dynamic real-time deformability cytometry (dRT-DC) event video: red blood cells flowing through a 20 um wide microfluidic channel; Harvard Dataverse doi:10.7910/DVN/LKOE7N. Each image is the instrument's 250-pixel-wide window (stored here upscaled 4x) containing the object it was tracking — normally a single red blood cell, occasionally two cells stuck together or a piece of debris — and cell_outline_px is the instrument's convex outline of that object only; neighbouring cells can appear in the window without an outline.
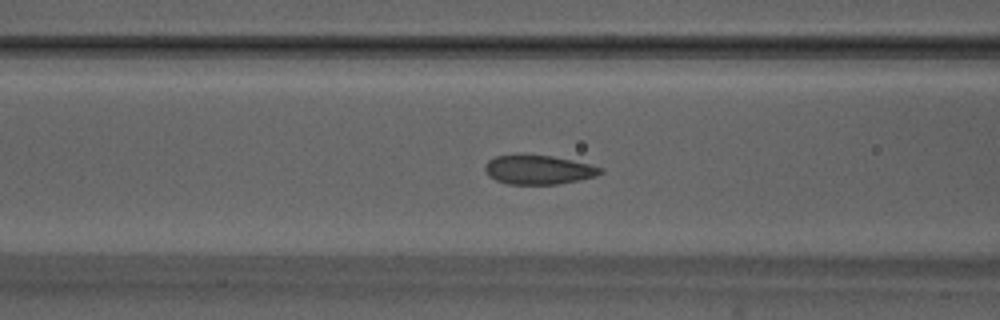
{"species": "Egyptian fruit bat (a non-hibernating species)", "species_latin": "Rousettus aegyptiacus", "temperature_condition": "warm", "stored_images_in_passage": 53, "camera_frame_rate_fps": 3000, "um_per_image_px": 0.085, "animal": {"sex": "male"}, "frame": {"image": 1, "passage_image": 20, "time_ms": 6.333, "image_size_px": [1000, 320], "cell_outline_px": [[604, 172], [596, 176], [580, 180], [556, 184], [508, 184], [496, 180], [488, 176], [484, 172], [484, 164], [488, 160], [496, 156], [520, 152], [552, 156], [572, 160], [604, 168]], "centroid_in_image_um": [45.72, 14.39], "position_along_channel_um": 120.9, "area_um2": 20.23}}
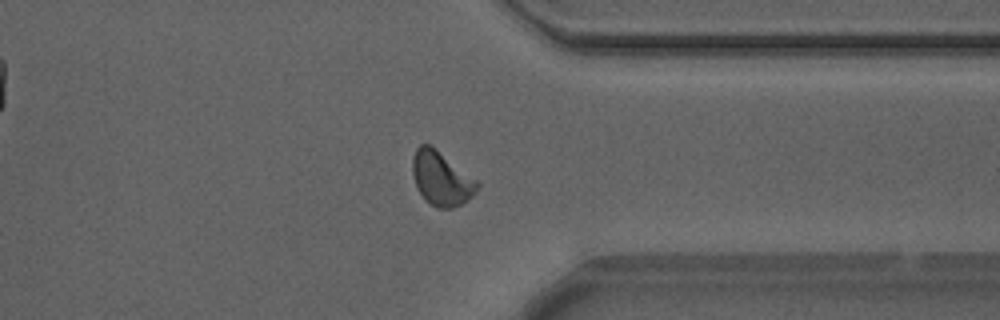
{"frame": {"image": 2, "passage_image": 40, "time_ms": 13.0, "image_size_px": [1000, 320], "cell_outline_px": [[480, 184], [476, 192], [468, 200], [452, 208], [436, 208], [424, 200], [416, 188], [412, 176], [412, 156], [416, 148], [420, 144], [432, 144], [476, 180]], "centroid_in_image_um": [37.47, 15.16], "position_along_channel_um": 373.9, "area_um2": 20.69}}
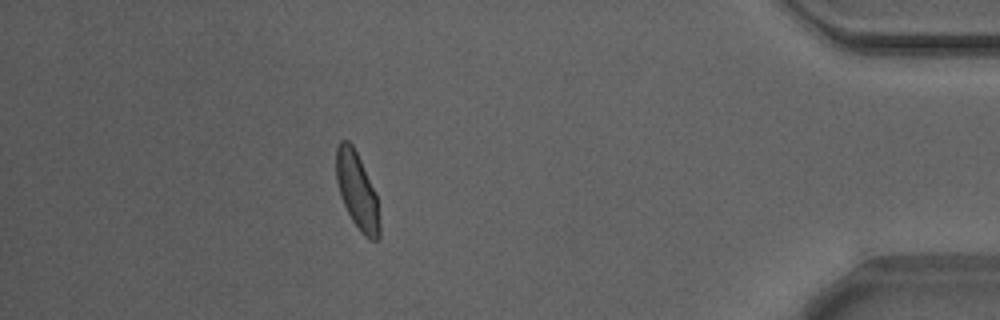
{"frame": {"image": 3, "passage_image": 46, "time_ms": 15.0, "image_size_px": [1000, 320], "cell_outline_px": [[380, 236], [376, 240], [368, 240], [360, 232], [352, 220], [340, 196], [336, 180], [336, 148], [340, 140], [348, 140], [352, 144], [360, 160], [376, 196], [380, 224]], "centroid_in_image_um": [30.34, 16.24], "position_along_channel_um": 404.9, "area_um2": 19.13}, "authors_computed_cell_mechanics": {"area_um2": 19.8832, "velocity_mm_per_s": 3.853, "shape_relaxation_time_tau1_ms": 3.4123, "shape_relaxation_time_tau2_ms": null, "deformation_change_tau1": 0.1256, "deformation_change_tau2": null}}